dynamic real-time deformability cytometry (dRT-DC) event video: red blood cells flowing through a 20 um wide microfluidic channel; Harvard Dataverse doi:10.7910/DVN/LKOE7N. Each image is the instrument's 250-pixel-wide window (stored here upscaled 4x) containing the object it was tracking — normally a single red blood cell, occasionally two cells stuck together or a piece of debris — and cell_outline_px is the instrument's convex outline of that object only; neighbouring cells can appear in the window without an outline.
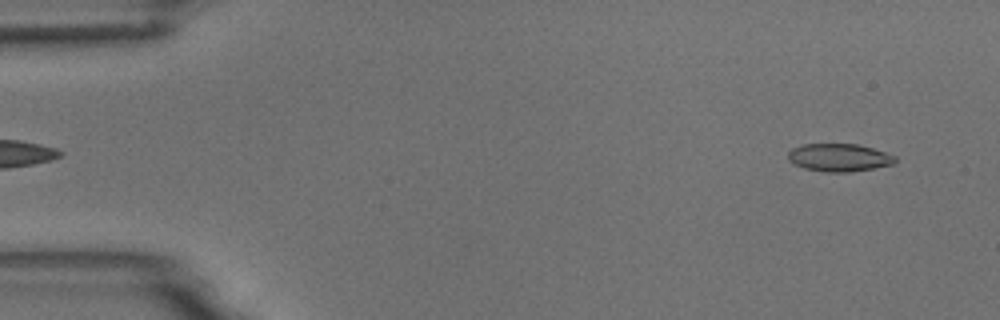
{"species": "common noctule bat (a hibernating species)", "species_latin": "Nyctalus noctula", "temperature_condition": "room temperature", "stored_images_in_passage": 54, "camera_frame_rate_fps": 3000, "um_per_image_px": 0.085, "animal": {"sex": "male", "body_mass_g": 18.8}, "frame": {"image": 1, "passage_image": 3, "time_ms": 0.667, "image_size_px": [1000, 320], "cell_outline_px": [[896, 160], [892, 164], [872, 168], [848, 172], [824, 172], [804, 168], [788, 160], [788, 152], [792, 148], [804, 144], [856, 144], [872, 148], [896, 156]], "centroid_in_image_um": [71.3, 13.39], "position_along_channel_um": 13.7, "area_um2": 17.17}}
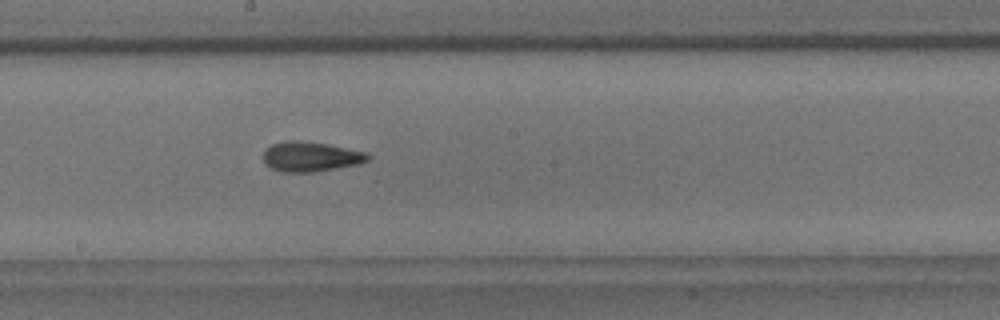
{"frame": {"image": 2, "passage_image": 29, "time_ms": 9.333, "image_size_px": [1000, 320], "cell_outline_px": [[372, 156], [368, 160], [360, 164], [316, 172], [280, 172], [264, 164], [264, 152], [272, 144], [284, 140], [300, 140], [324, 144], [368, 152]], "centroid_in_image_um": [26.43, 13.32], "position_along_channel_um": 221.8, "area_um2": 18.32}}
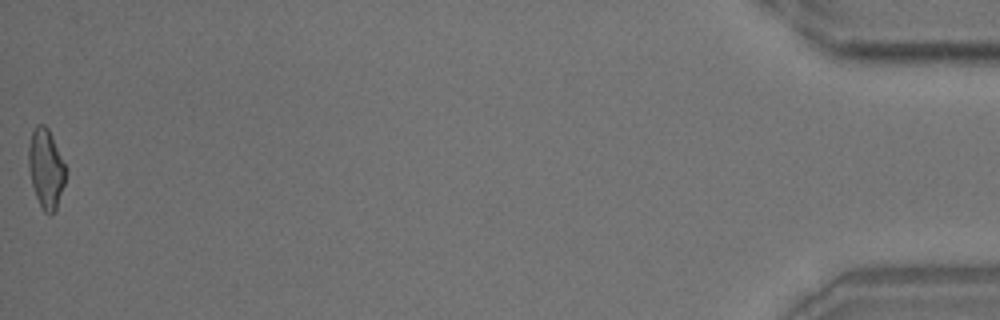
{"frame": {"image": 3, "passage_image": 54, "time_ms": 17.667, "image_size_px": [1000, 320], "cell_outline_px": [[68, 168], [64, 184], [56, 208], [48, 216], [44, 212], [36, 196], [32, 184], [28, 168], [28, 148], [32, 132], [36, 124], [44, 124], [48, 128]], "centroid_in_image_um": [3.92, 14.3], "position_along_channel_um": 431.3, "area_um2": 17.28}, "authors_computed_cell_mechanics": {"area_um2": 17.3978, "velocity_mm_per_s": 3.6877, "shape_relaxation_time_tau1_ms": 7.9947, "shape_relaxation_time_tau2_ms": 2.5549, "deformation_change_tau1": 0.1976, "deformation_change_tau2": 0.112}}